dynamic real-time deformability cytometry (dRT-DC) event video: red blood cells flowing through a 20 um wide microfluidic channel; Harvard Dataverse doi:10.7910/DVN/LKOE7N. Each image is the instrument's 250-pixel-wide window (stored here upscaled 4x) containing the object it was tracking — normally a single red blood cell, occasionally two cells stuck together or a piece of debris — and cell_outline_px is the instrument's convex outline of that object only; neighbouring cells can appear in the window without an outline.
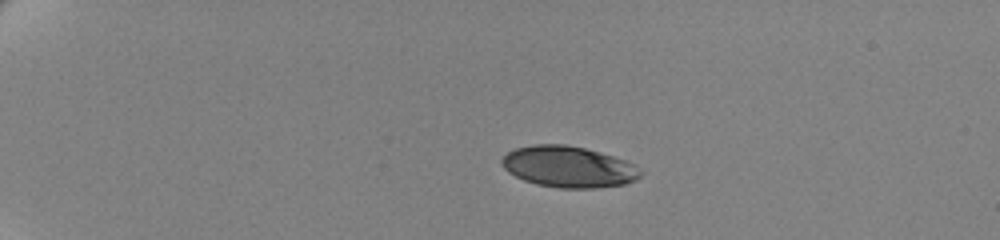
{"species": "human", "species_latin": "Homo sapiens", "temperature_condition": "cold", "stored_images_in_passage": 47, "camera_frame_rate_fps": 3000, "um_per_image_px": 0.085, "donor": {"sex": "female"}, "frame": {"image": 1, "passage_image": 1, "time_ms": 0.0, "image_size_px": [1000, 240], "cell_outline_px": [[644, 172], [636, 180], [624, 184], [596, 188], [560, 188], [536, 184], [524, 180], [508, 172], [500, 164], [500, 160], [508, 152], [516, 148], [536, 144], [564, 144], [584, 148], [600, 152], [624, 160], [632, 164]], "centroid_in_image_um": [48.31, 14.18], "position_along_channel_um": 36.7, "area_um2": 33.23}}
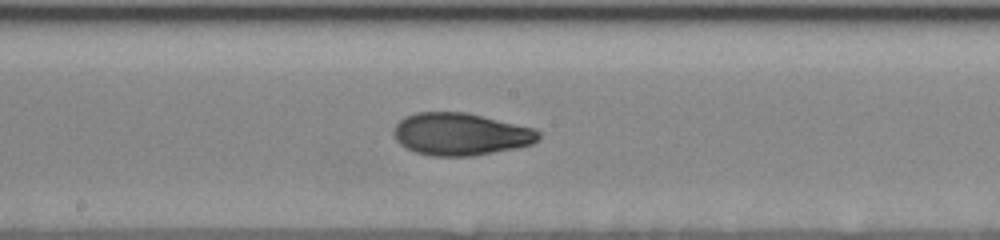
{"frame": {"image": 2, "passage_image": 23, "time_ms": 7.333, "image_size_px": [1000, 240], "cell_outline_px": [[540, 136], [532, 144], [516, 148], [472, 156], [432, 156], [416, 152], [400, 144], [396, 140], [396, 124], [400, 120], [416, 112], [464, 112], [532, 128], [540, 132]], "centroid_in_image_um": [39.15, 11.41], "position_along_channel_um": 209.0, "area_um2": 35.14}}
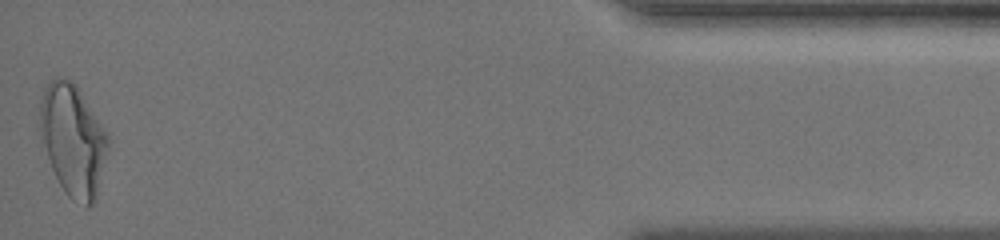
{"frame": {"image": 3, "passage_image": 47, "time_ms": 15.333, "image_size_px": [1000, 240], "cell_outline_px": [[108, 148], [96, 200], [88, 208], [84, 208], [72, 200], [64, 192], [52, 168], [48, 156], [40, 124], [40, 100], [48, 84], [56, 76], [72, 80], [108, 132]], "centroid_in_image_um": [6.24, 11.94], "position_along_channel_um": 429.0, "area_um2": 43.75}, "authors_computed_cell_mechanics": {"area_um2": 35.2002, "velocity_mm_per_s": 3.4891, "shape_relaxation_time_tau1_ms": 3.884, "shape_relaxation_time_tau2_ms": 2.1011, "deformation_change_tau1": 0.1487, "deformation_change_tau2": 0.0641}}